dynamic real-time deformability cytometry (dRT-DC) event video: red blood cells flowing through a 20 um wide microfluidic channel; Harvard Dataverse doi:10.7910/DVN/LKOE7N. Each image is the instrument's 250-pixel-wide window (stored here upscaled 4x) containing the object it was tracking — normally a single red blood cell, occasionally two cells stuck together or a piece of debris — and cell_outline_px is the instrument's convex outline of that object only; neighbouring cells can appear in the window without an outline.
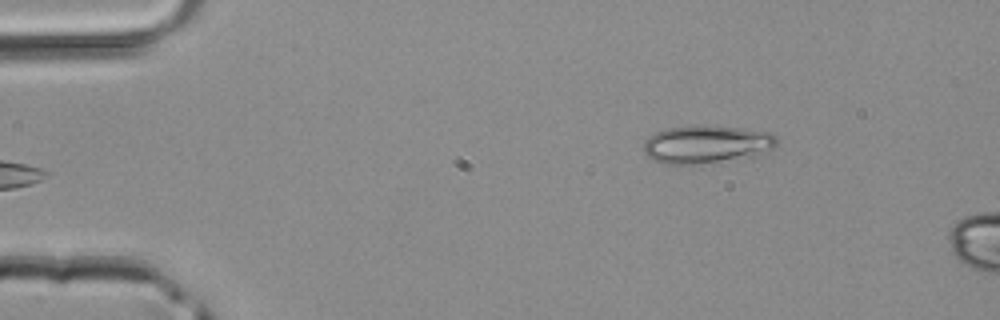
{"species": "common noctule bat (a hibernating species)", "species_latin": "Nyctalus noctula", "temperature_condition": "room temperature", "stored_images_in_passage": 4, "camera_frame_rate_fps": 3000, "um_per_image_px": 0.085, "animal": {"sex": "male", "body_mass_g": 20.4}, "frame": {"image": 1, "passage_image": 1, "time_ms": 0.0, "image_size_px": [1000, 320], "cell_outline_px": [[776, 144], [772, 148], [752, 156], [692, 164], [664, 164], [652, 160], [644, 152], [644, 140], [648, 136], [656, 132], [668, 128], [692, 124], [704, 124], [740, 128], [772, 132], [776, 140]], "centroid_in_image_um": [59.98, 12.23], "position_along_channel_um": 25.0, "area_um2": 29.42}}